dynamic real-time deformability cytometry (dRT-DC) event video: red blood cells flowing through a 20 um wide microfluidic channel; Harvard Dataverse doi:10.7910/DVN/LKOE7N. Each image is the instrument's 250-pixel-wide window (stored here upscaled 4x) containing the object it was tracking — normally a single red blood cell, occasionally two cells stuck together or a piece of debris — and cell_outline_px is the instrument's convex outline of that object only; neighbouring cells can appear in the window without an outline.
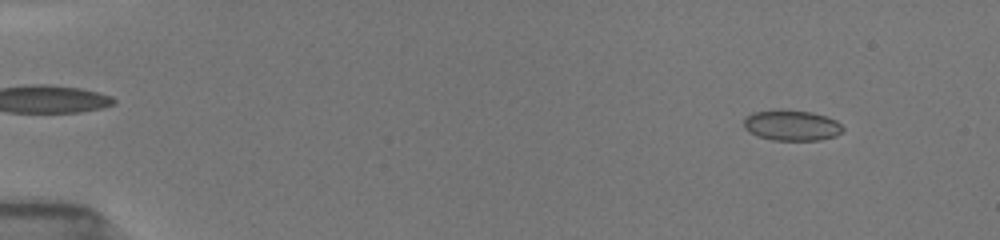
{"species": "common noctule bat (a hibernating species)", "species_latin": "Nyctalus noctula", "temperature_condition": "room temperature", "stored_images_in_passage": 17, "camera_frame_rate_fps": 3000, "um_per_image_px": 0.085, "animal": {"sex": "female", "body_mass_g": 19.5, "forearm_length_mm": 54.1}, "frame": {"image": 1, "passage_image": 4, "time_ms": 1.333, "image_size_px": [1000, 240], "cell_outline_px": [[844, 128], [836, 136], [820, 140], [772, 140], [748, 132], [744, 128], [744, 116], [752, 112], [780, 108], [812, 112], [836, 120]], "centroid_in_image_um": [67.25, 10.63], "position_along_channel_um": 17.8, "area_um2": 17.92}}
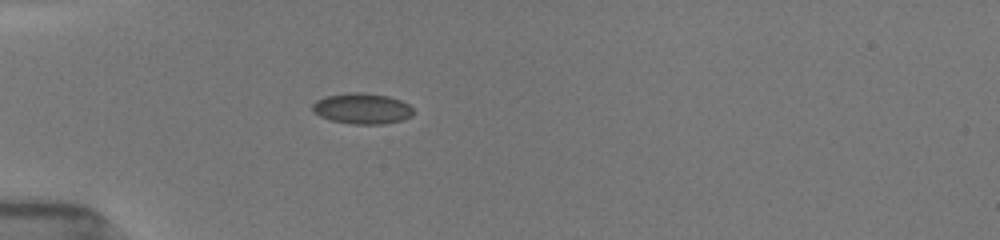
{"frame": {"image": 2, "passage_image": 13, "time_ms": 5.0, "image_size_px": [1000, 240], "cell_outline_px": [[412, 116], [400, 120], [384, 124], [352, 124], [332, 120], [320, 116], [312, 112], [312, 104], [316, 100], [324, 96], [348, 92], [360, 92], [388, 96], [400, 100], [408, 104], [412, 108]], "centroid_in_image_um": [30.74, 9.22], "position_along_channel_um": 54.3, "area_um2": 18.09}}
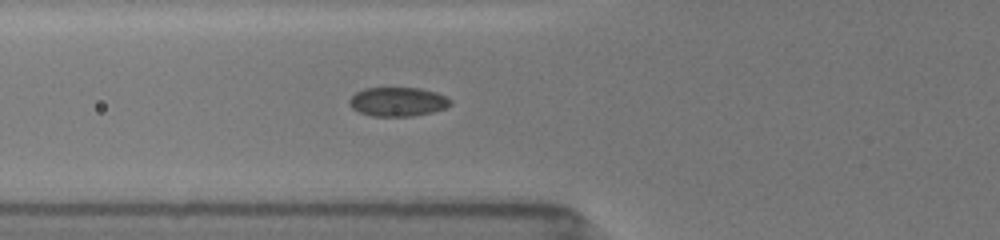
{"frame": {"image": 3, "passage_image": 17, "time_ms": 6.333, "image_size_px": [1000, 240], "cell_outline_px": [[452, 104], [444, 108], [432, 112], [412, 116], [372, 116], [360, 112], [352, 108], [348, 104], [348, 100], [356, 92], [364, 88], [420, 88], [436, 92], [448, 96], [452, 100]], "centroid_in_image_um": [33.82, 8.64], "position_along_channel_um": 92.0, "area_um2": 17.22}}